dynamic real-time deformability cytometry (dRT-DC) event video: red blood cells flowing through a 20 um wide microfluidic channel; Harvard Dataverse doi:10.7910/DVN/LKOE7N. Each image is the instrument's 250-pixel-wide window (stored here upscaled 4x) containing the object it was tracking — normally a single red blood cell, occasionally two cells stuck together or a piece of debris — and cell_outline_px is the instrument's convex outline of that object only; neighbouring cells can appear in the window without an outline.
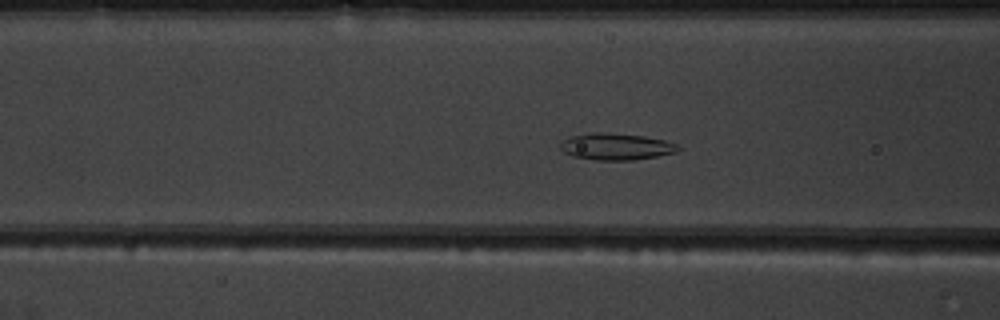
{"species": "common noctule bat (a hibernating species)", "species_latin": "Nyctalus noctula", "temperature_condition": "warm", "stored_images_in_passage": 54, "camera_frame_rate_fps": 3000, "um_per_image_px": 0.085, "animal": {"sex": "male", "body_mass_g": 19.5, "forearm_length_mm": 54.6}, "frame": {"image": 1, "passage_image": 21, "time_ms": 6.667, "image_size_px": [1000, 320], "cell_outline_px": [[680, 148], [676, 152], [656, 156], [632, 160], [596, 160], [572, 156], [564, 152], [560, 148], [560, 144], [564, 140], [572, 136], [592, 132], [600, 132], [644, 136], [664, 140], [676, 144]], "centroid_in_image_um": [52.35, 12.46], "position_along_channel_um": 114.3, "area_um2": 18.09}}
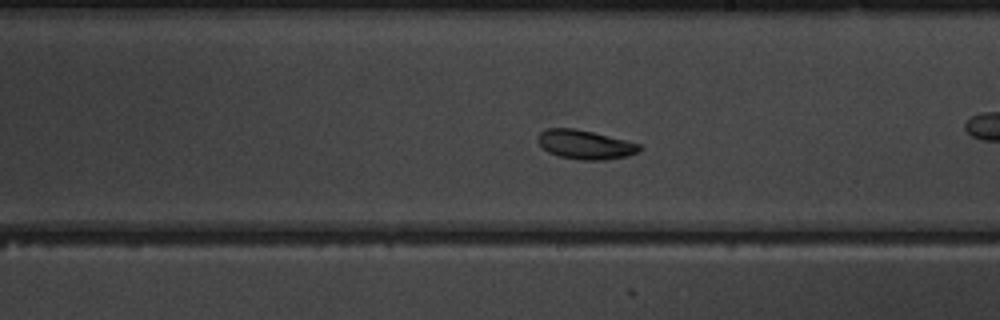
{"frame": {"image": 2, "passage_image": 31, "time_ms": 10.0, "image_size_px": [1000, 320], "cell_outline_px": [[640, 148], [636, 152], [628, 156], [604, 160], [580, 160], [560, 156], [548, 152], [536, 140], [536, 136], [540, 132], [548, 128], [572, 128], [592, 132], [640, 144]], "centroid_in_image_um": [49.69, 12.29], "position_along_channel_um": 239.3, "area_um2": 16.99}}
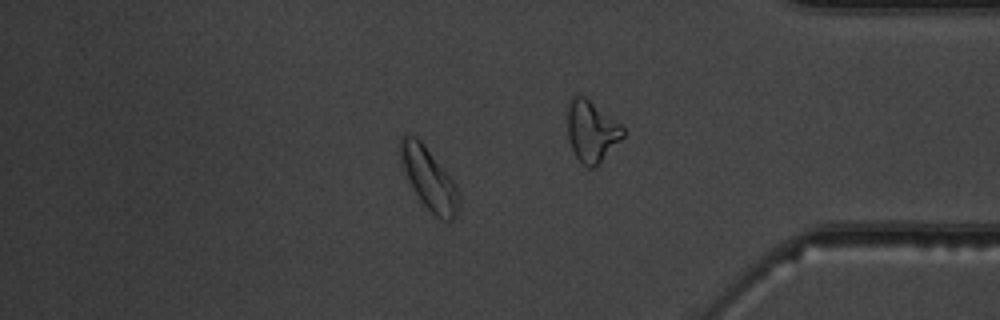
{"frame": {"image": 3, "passage_image": 46, "time_ms": 15.0, "image_size_px": [1000, 320], "cell_outline_px": [[460, 212], [452, 220], [440, 220], [420, 200], [412, 188], [408, 180], [400, 160], [400, 136], [404, 132], [408, 132], [416, 136], [420, 140], [456, 184], [460, 192]], "centroid_in_image_um": [36.47, 15.18], "position_along_channel_um": 398.7, "area_um2": 21.27}, "authors_computed_cell_mechanics": {"area_um2": 19.652, "velocity_mm_per_s": 3.7582, "shape_relaxation_time_tau1_ms": 1.866, "shape_relaxation_time_tau2_ms": 7.01, "deformation_change_tau1": 0.0754, "deformation_change_tau2": 0.1209}}